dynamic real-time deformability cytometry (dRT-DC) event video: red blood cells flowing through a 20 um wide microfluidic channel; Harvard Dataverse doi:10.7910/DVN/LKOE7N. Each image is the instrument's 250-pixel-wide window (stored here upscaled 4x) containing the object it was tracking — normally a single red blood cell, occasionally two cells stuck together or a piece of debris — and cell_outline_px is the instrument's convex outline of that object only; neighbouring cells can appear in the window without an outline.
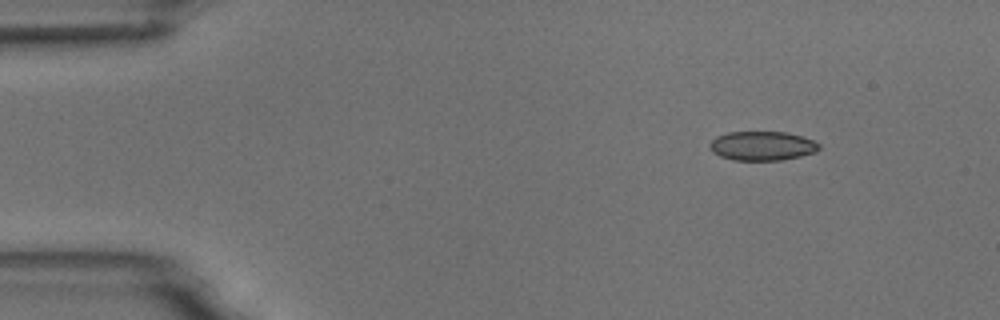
{"species": "common noctule bat (a hibernating species)", "species_latin": "Nyctalus noctula", "temperature_condition": "room temperature", "stored_images_in_passage": 4, "camera_frame_rate_fps": 3000, "um_per_image_px": 0.085, "animal": {"sex": "male", "body_mass_g": 18.8}, "frame": {"image": 1, "passage_image": 1, "time_ms": 0.0, "image_size_px": [1000, 320], "cell_outline_px": [[820, 148], [816, 152], [800, 156], [780, 160], [732, 160], [720, 156], [712, 152], [708, 148], [708, 144], [716, 136], [728, 132], [788, 132], [812, 140], [820, 144]], "centroid_in_image_um": [64.75, 12.4], "position_along_channel_um": 20.3, "area_um2": 18.67}}
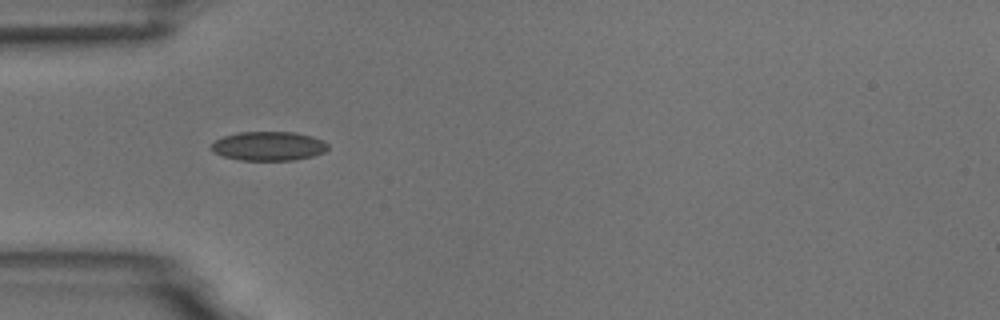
{"frame": {"image": 2, "passage_image": 4, "time_ms": 3.333, "image_size_px": [1000, 320], "cell_outline_px": [[328, 148], [324, 152], [312, 156], [292, 160], [240, 160], [224, 156], [212, 152], [208, 148], [216, 140], [224, 136], [236, 132], [292, 132], [312, 136], [324, 140], [328, 144]], "centroid_in_image_um": [22.81, 12.41], "position_along_channel_um": 62.2, "area_um2": 19.83}}